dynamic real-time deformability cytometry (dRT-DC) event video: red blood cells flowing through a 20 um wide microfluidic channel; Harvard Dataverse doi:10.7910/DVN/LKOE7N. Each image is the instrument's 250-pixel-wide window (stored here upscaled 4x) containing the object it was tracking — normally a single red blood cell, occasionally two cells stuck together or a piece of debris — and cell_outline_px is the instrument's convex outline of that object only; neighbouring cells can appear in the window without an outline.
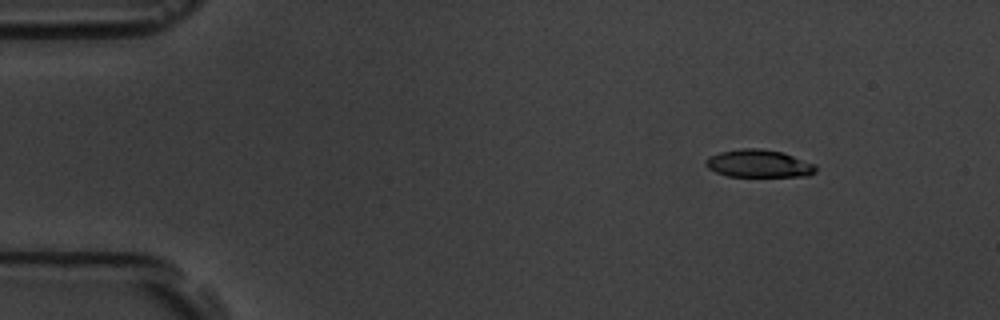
{"species": "common noctule bat (a hibernating species)", "species_latin": "Nyctalus noctula", "temperature_condition": "room temperature", "stored_images_in_passage": 5, "camera_frame_rate_fps": 3000, "um_per_image_px": 0.085, "animal": {"sex": "male", "body_mass_g": 19.5, "forearm_length_mm": 54.6}, "frame": {"image": 1, "passage_image": 2, "time_ms": 1.333, "image_size_px": [1000, 320], "cell_outline_px": [[816, 172], [808, 176], [728, 176], [716, 172], [708, 168], [704, 164], [704, 160], [708, 156], [720, 152], [740, 148], [760, 148], [784, 152], [816, 164]], "centroid_in_image_um": [64.49, 13.89], "position_along_channel_um": 20.5, "area_um2": 17.98}}
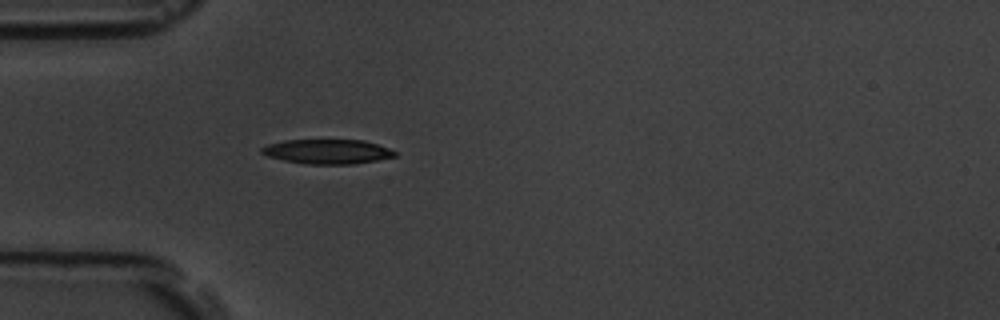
{"frame": {"image": 2, "passage_image": 5, "time_ms": 4.667, "image_size_px": [1000, 320], "cell_outline_px": [[396, 156], [376, 160], [352, 164], [304, 164], [284, 160], [268, 156], [260, 152], [260, 148], [268, 144], [284, 140], [364, 140], [388, 148], [396, 152]], "centroid_in_image_um": [27.8, 12.88], "position_along_channel_um": 57.2, "area_um2": 18.96}}